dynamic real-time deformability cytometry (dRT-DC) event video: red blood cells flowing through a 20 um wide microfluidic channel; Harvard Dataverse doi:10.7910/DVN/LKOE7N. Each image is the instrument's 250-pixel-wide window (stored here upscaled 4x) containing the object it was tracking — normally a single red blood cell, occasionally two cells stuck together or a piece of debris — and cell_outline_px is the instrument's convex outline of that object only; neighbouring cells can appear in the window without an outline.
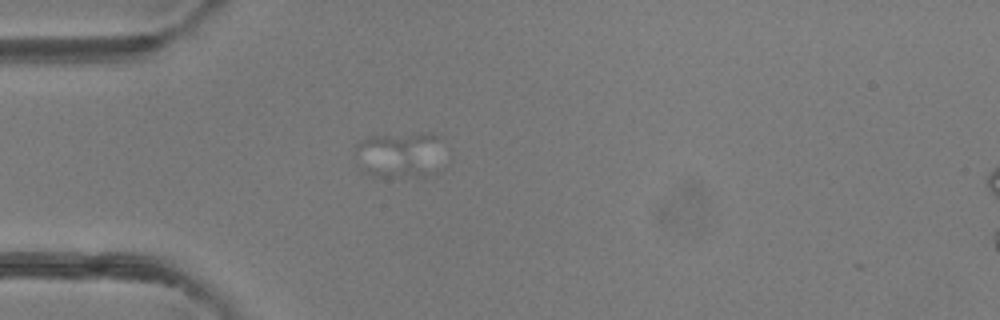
{"species": "common noctule bat (a hibernating species)", "species_latin": "Nyctalus noctula", "temperature_condition": "room temperature", "stored_images_in_passage": 8, "camera_frame_rate_fps": 3000, "um_per_image_px": 0.085, "animal": {"sex": "female"}, "frame": {"image": 1, "passage_image": 6, "time_ms": 1.667, "image_size_px": [1000, 320], "cell_outline_px": [[440, 136], [424, 176], [384, 180], [372, 176], [364, 172], [360, 168], [356, 152], [356, 144], [368, 136], [420, 132], [436, 132]], "centroid_in_image_um": [33.73, 13.14], "position_along_channel_um": 51.3, "area_um2": 22.89}}